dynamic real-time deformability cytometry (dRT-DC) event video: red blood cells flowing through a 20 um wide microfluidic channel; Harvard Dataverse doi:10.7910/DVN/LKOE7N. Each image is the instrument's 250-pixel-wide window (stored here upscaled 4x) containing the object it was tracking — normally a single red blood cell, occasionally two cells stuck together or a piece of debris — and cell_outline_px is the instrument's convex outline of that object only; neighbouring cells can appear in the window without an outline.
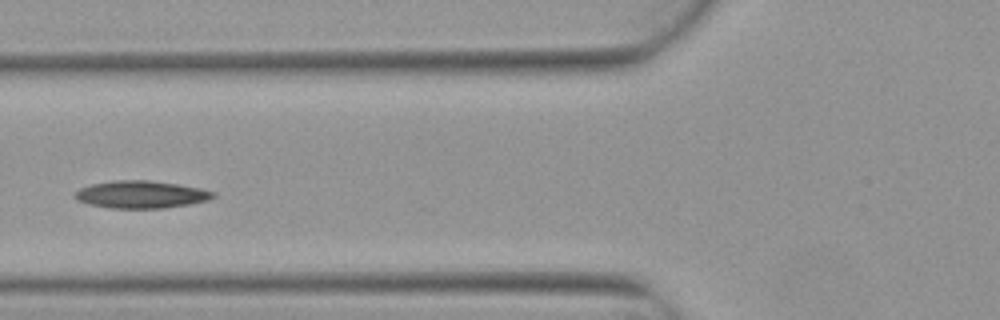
{"species": "Egyptian fruit bat (a non-hibernating species)", "species_latin": "Rousettus aegyptiacus", "temperature_condition": "warm", "stored_images_in_passage": 4, "camera_frame_rate_fps": 3000, "um_per_image_px": 0.085, "animal": {"sex": "female"}, "frame": {"image": 1, "passage_image": 4, "time_ms": 1.0, "image_size_px": [1000, 320], "cell_outline_px": [[216, 196], [208, 200], [188, 204], [164, 208], [112, 208], [88, 204], [72, 196], [80, 188], [92, 184], [112, 180], [148, 180], [176, 184], [200, 188], [216, 192]], "centroid_in_image_um": [12.0, 16.53], "position_along_channel_um": 113.8, "area_um2": 21.96}}